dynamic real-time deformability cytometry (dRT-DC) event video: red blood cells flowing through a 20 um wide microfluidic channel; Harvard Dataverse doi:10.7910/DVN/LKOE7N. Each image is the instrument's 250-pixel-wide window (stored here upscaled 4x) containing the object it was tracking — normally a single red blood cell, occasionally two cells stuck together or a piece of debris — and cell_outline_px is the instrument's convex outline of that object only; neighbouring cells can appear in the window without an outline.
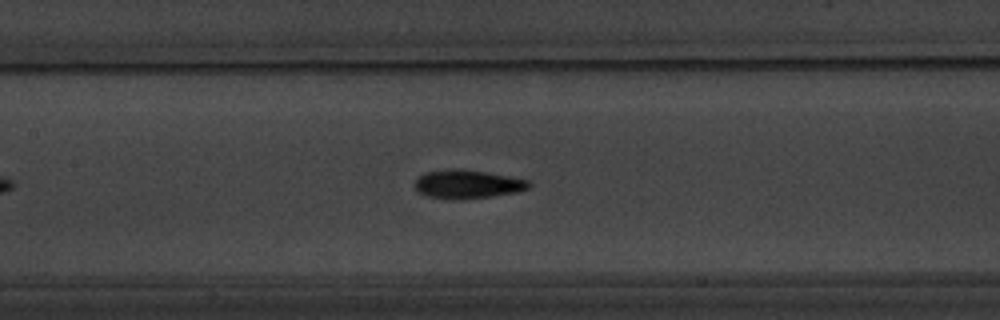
{"species": "common noctule bat (a hibernating species)", "species_latin": "Nyctalus noctula", "temperature_condition": "warm", "stored_images_in_passage": 26, "camera_frame_rate_fps": 3000, "um_per_image_px": 0.085, "animal": {"sex": "male", "body_mass_g": 20.1, "forearm_length_mm": 53.5}, "frame": {"image": 1, "passage_image": 12, "time_ms": 3.667, "image_size_px": [1000, 320], "cell_outline_px": [[532, 184], [528, 188], [520, 192], [492, 196], [428, 196], [416, 192], [416, 180], [424, 172], [460, 168], [508, 176], [528, 180]], "centroid_in_image_um": [39.79, 15.61], "position_along_channel_um": 167.6, "area_um2": 18.03}}
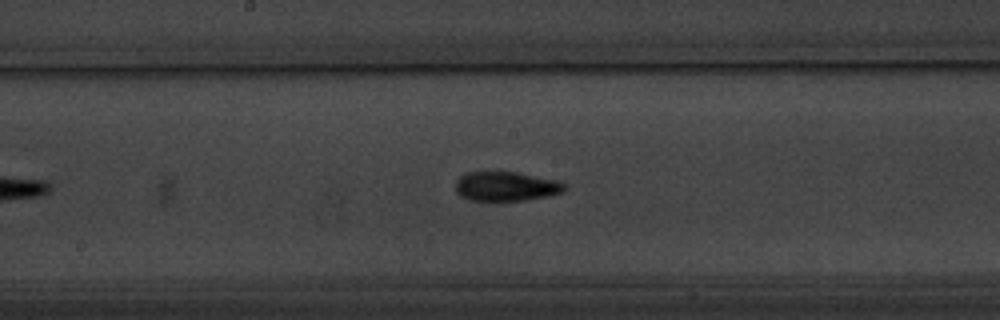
{"frame": {"image": 2, "passage_image": 15, "time_ms": 4.667, "image_size_px": [1000, 320], "cell_outline_px": [[568, 188], [564, 192], [548, 196], [524, 200], [468, 200], [460, 196], [456, 192], [456, 180], [460, 176], [468, 172], [516, 172], [556, 180], [568, 184]], "centroid_in_image_um": [43.04, 15.84], "position_along_channel_um": 205.2, "area_um2": 18.73}}
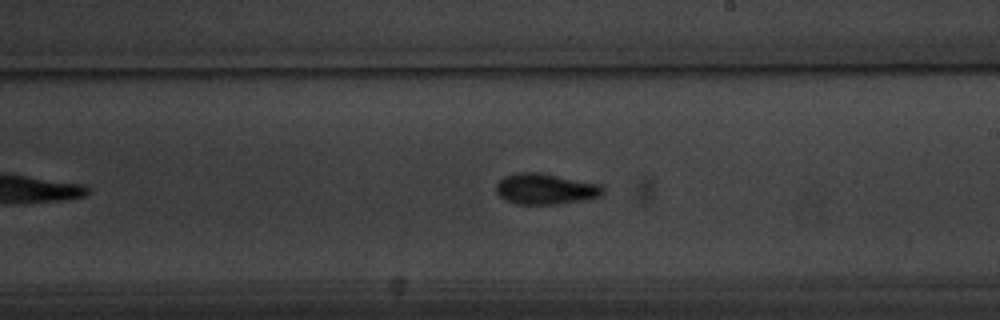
{"frame": {"image": 3, "passage_image": 18, "time_ms": 5.667, "image_size_px": [1000, 320], "cell_outline_px": [[604, 192], [600, 196], [588, 200], [560, 204], [516, 204], [504, 200], [496, 192], [496, 184], [504, 176], [520, 172], [540, 172], [600, 184], [604, 188]], "centroid_in_image_um": [46.38, 16.07], "position_along_channel_um": 242.6, "area_um2": 19.42}}